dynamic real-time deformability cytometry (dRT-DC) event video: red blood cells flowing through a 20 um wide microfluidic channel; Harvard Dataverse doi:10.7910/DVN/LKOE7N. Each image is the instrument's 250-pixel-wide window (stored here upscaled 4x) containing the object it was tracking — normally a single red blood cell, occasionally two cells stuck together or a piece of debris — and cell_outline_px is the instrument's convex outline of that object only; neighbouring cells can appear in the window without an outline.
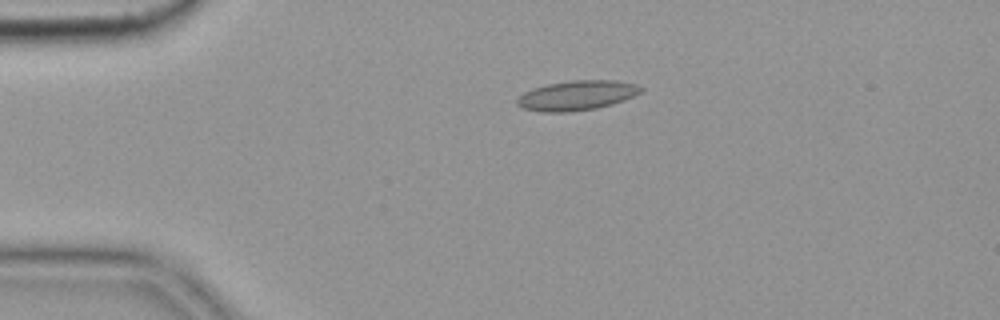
{"species": "common noctule bat (a hibernating species)", "species_latin": "Nyctalus noctula", "temperature_condition": "cold", "stored_images_in_passage": 4, "camera_frame_rate_fps": 3000, "um_per_image_px": 0.085, "animal": {"sex": "female", "body_mass_g": 19.9}, "frame": {"image": 1, "passage_image": 3, "time_ms": 0.667, "image_size_px": [1000, 320], "cell_outline_px": [[644, 88], [640, 92], [624, 100], [612, 104], [596, 108], [572, 112], [540, 112], [524, 108], [516, 104], [516, 100], [524, 92], [532, 88], [548, 84], [572, 80], [616, 80], [636, 84]], "centroid_in_image_um": [49.02, 8.11], "position_along_channel_um": 36.0, "area_um2": 21.44}}